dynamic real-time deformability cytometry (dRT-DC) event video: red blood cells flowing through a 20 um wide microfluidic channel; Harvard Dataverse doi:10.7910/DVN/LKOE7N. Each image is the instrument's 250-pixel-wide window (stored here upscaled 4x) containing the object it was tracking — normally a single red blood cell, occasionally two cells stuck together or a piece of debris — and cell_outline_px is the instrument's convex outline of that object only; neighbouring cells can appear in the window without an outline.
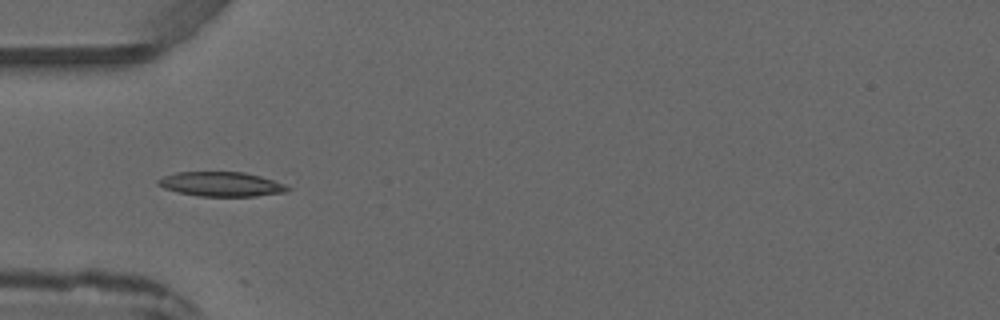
{"species": "common noctule bat (a hibernating species)", "species_latin": "Nyctalus noctula", "temperature_condition": "warm", "stored_images_in_passage": 4, "camera_frame_rate_fps": 3000, "um_per_image_px": 0.085, "animal": {"sex": "male", "forearm_length_mm": 52.5}, "frame": {"image": 1, "passage_image": 4, "time_ms": 4.667, "image_size_px": [1000, 320], "cell_outline_px": [[292, 188], [288, 192], [256, 196], [200, 196], [180, 192], [164, 188], [156, 184], [156, 180], [164, 176], [176, 172], [244, 172], [260, 176], [284, 184]], "centroid_in_image_um": [18.82, 15.65], "position_along_channel_um": 66.2, "area_um2": 18.44}}